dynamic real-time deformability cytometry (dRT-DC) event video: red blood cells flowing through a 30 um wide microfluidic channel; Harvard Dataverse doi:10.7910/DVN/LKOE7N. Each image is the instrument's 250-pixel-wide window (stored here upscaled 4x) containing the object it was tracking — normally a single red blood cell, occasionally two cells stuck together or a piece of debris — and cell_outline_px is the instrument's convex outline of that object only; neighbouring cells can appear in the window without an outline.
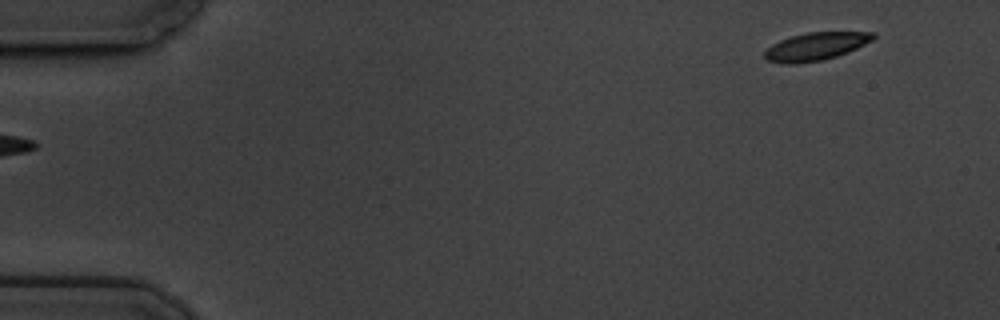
{"species": "common noctule bat (a hibernating species)", "species_latin": "Nyctalus noctula", "temperature_condition": "cold", "stored_images_in_passage": 57, "camera_frame_rate_fps": 3000, "um_per_image_px": 0.085, "animal": {"sex": "male", "body_mass_g": 19.5, "forearm_length_mm": 54.6}, "frame": {"image": 1, "passage_image": 1, "time_ms": 0.0, "image_size_px": [1000, 320], "cell_outline_px": [[876, 36], [872, 40], [848, 52], [836, 56], [820, 60], [796, 64], [784, 64], [768, 60], [764, 56], [764, 52], [772, 44], [780, 40], [804, 32], [876, 32]], "centroid_in_image_um": [69.33, 3.94], "position_along_channel_um": 15.7, "area_um2": 17.51}}
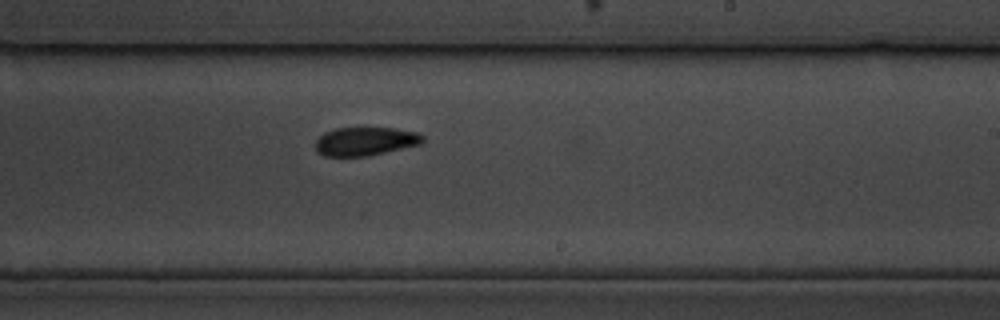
{"frame": {"image": 2, "passage_image": 33, "time_ms": 10.667, "image_size_px": [1000, 320], "cell_outline_px": [[424, 140], [420, 144], [368, 156], [324, 156], [316, 152], [316, 140], [324, 132], [336, 128], [396, 128], [420, 132], [424, 136]], "centroid_in_image_um": [31.06, 12.0], "position_along_channel_um": 257.9, "area_um2": 17.92}}
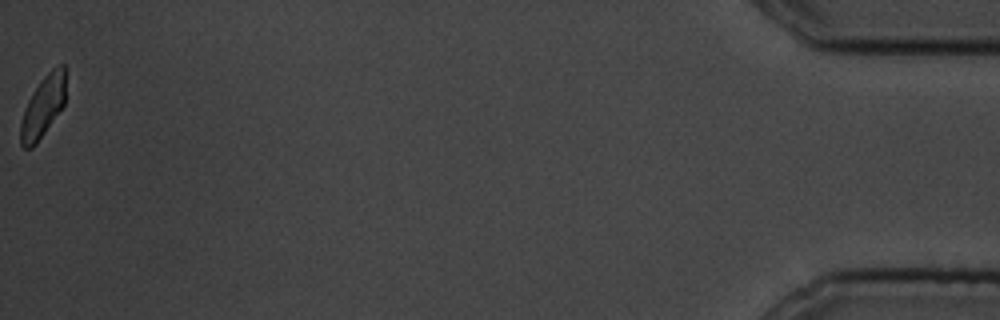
{"frame": {"image": 3, "passage_image": 57, "time_ms": 18.667, "image_size_px": [1000, 320], "cell_outline_px": [[64, 104], [36, 144], [32, 148], [24, 148], [20, 144], [20, 124], [24, 108], [32, 92], [40, 80], [56, 64], [64, 64]], "centroid_in_image_um": [3.62, 9.06], "position_along_channel_um": 431.6, "area_um2": 15.95}, "authors_computed_cell_mechanics": {"area_um2": 18.3804, "velocity_mm_per_s": 3.3289, "shape_relaxation_time_tau1_ms": 3.5475, "shape_relaxation_time_tau2_ms": 5.6415, "deformation_change_tau1": 0.108, "deformation_change_tau2": 0.0805}}